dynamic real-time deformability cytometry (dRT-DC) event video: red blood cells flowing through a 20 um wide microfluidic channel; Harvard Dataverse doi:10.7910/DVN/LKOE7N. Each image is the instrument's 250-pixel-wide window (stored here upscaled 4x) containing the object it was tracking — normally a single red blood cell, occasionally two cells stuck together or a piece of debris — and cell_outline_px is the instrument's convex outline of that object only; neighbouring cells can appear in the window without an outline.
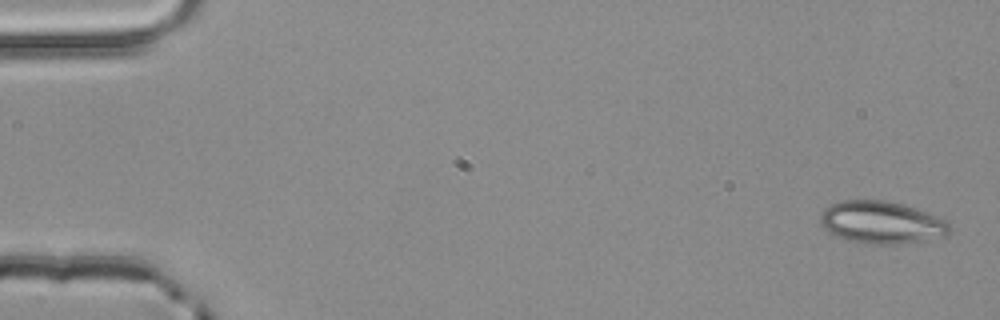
{"species": "common noctule bat (a hibernating species)", "species_latin": "Nyctalus noctula", "temperature_condition": "room temperature", "stored_images_in_passage": 4, "camera_frame_rate_fps": 3000, "um_per_image_px": 0.085, "animal": {"sex": "male", "body_mass_g": 20.4}, "frame": {"image": 1, "passage_image": 1, "time_ms": 0.0, "image_size_px": [1000, 320], "cell_outline_px": [[952, 228], [948, 232], [940, 236], [924, 240], [896, 244], [856, 244], [836, 236], [828, 232], [820, 224], [820, 216], [824, 208], [828, 204], [840, 200], [884, 200], [904, 204], [916, 208], [948, 220], [952, 224]], "centroid_in_image_um": [74.89, 18.9], "position_along_channel_um": 10.1, "area_um2": 32.43}}